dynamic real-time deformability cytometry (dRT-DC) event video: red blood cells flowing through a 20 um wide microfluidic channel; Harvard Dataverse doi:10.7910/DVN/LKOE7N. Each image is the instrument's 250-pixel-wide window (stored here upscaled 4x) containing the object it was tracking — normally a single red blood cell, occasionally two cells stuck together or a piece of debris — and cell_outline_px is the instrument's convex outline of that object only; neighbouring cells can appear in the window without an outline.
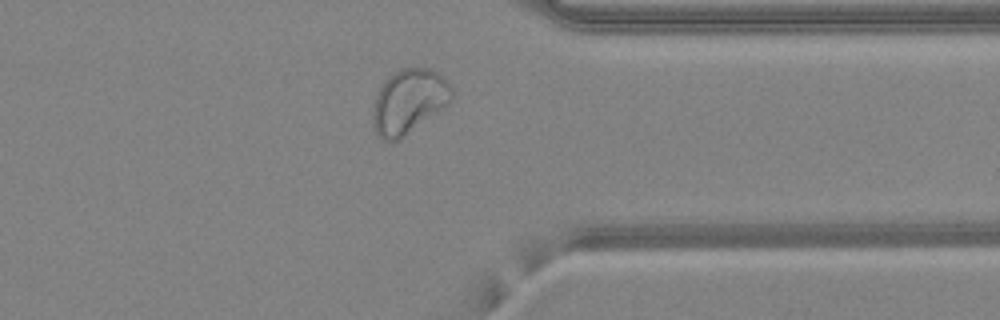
{"species": "common noctule bat (a hibernating species)", "species_latin": "Nyctalus noctula", "temperature_condition": "warm", "stored_images_in_passage": 41, "camera_frame_rate_fps": 3000, "um_per_image_px": 0.085, "animal": {"sex": "female", "body_mass_g": 24.6, "forearm_length_mm": 56.2}, "frame": {"image": 1, "passage_image": 31, "time_ms": 10.0, "image_size_px": [1000, 320], "cell_outline_px": [[452, 100], [448, 104], [400, 140], [384, 140], [376, 132], [372, 124], [372, 100], [384, 80], [392, 72], [404, 68], [428, 68], [436, 72], [452, 88]], "centroid_in_image_um": [34.69, 8.62], "position_along_channel_um": 376.7, "area_um2": 29.65}}
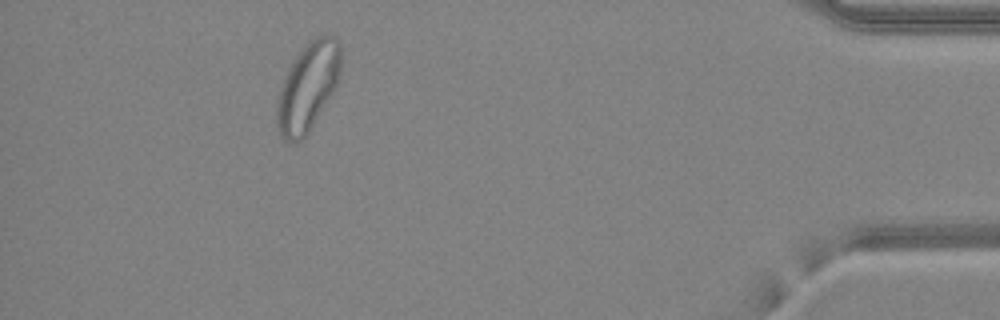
{"frame": {"image": 2, "passage_image": 37, "time_ms": 12.0, "image_size_px": [1000, 320], "cell_outline_px": [[340, 72], [336, 84], [332, 92], [304, 140], [296, 144], [280, 140], [276, 128], [276, 104], [280, 88], [284, 76], [288, 68], [304, 44], [308, 40], [316, 36], [332, 36], [340, 40]], "centroid_in_image_um": [26.11, 7.44], "position_along_channel_um": 409.1, "area_um2": 33.29}, "authors_computed_cell_mechanics": {"area_um2": 28.9578, "velocity_mm_per_s": 4.227, "shape_relaxation_time_tau1_ms": null, "shape_relaxation_time_tau2_ms": 1.2, "deformation_change_tau1": null, "deformation_change_tau2": 0.0785}}